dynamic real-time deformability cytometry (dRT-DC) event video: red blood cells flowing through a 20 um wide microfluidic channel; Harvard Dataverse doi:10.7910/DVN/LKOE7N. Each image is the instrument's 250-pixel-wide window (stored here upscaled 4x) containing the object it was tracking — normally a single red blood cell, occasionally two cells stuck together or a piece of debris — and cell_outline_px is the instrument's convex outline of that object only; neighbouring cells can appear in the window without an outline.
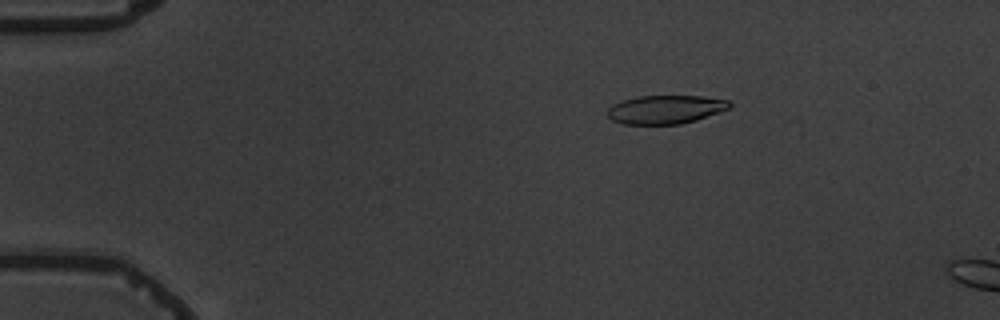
{"species": "common noctule bat (a hibernating species)", "species_latin": "Nyctalus noctula", "temperature_condition": "warm", "stored_images_in_passage": 4, "camera_frame_rate_fps": 3000, "um_per_image_px": 0.085, "animal": {"sex": "male", "body_mass_g": 19.5, "forearm_length_mm": 54.6}, "frame": {"image": 1, "passage_image": 3, "time_ms": 2.333, "image_size_px": [1000, 320], "cell_outline_px": [[732, 104], [728, 108], [696, 120], [680, 124], [624, 124], [612, 120], [608, 116], [608, 108], [612, 104], [636, 96], [700, 96], [728, 100]], "centroid_in_image_um": [56.53, 9.3], "position_along_channel_um": 28.5, "area_um2": 20.11}}